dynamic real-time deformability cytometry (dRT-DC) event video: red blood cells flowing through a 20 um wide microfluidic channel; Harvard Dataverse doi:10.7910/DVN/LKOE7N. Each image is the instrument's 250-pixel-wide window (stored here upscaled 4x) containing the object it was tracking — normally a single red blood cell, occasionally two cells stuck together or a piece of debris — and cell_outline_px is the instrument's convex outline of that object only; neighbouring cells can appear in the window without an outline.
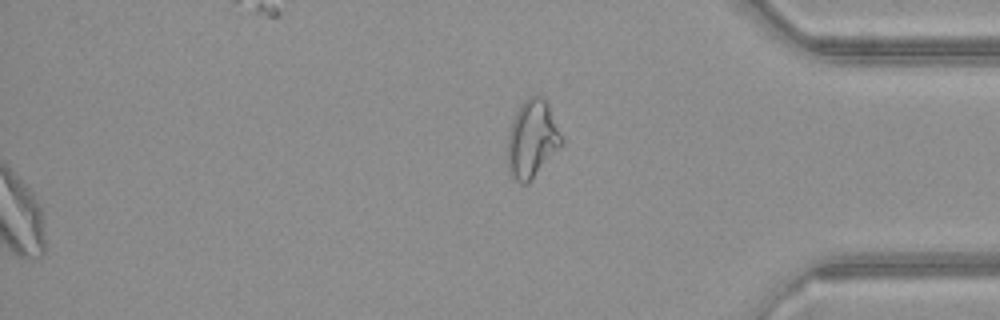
{"species": "common noctule bat (a hibernating species)", "species_latin": "Nyctalus noctula", "temperature_condition": "warm", "stored_images_in_passage": 37, "segment_of_instrument_passage": [2, 2], "camera_frame_rate_fps": 3000, "um_per_image_px": 0.085, "animal": {"sex": "female", "body_mass_g": 21.9}, "frame": {"image": 1, "passage_image": 37, "time_ms": 12.0, "image_size_px": [1000, 320], "cell_outline_px": [[564, 140], [528, 184], [520, 184], [508, 172], [508, 132], [512, 120], [520, 104], [528, 96], [540, 96], [548, 104]], "centroid_in_image_um": [45.2, 11.81], "position_along_channel_um": 390.0, "area_um2": 24.1}}